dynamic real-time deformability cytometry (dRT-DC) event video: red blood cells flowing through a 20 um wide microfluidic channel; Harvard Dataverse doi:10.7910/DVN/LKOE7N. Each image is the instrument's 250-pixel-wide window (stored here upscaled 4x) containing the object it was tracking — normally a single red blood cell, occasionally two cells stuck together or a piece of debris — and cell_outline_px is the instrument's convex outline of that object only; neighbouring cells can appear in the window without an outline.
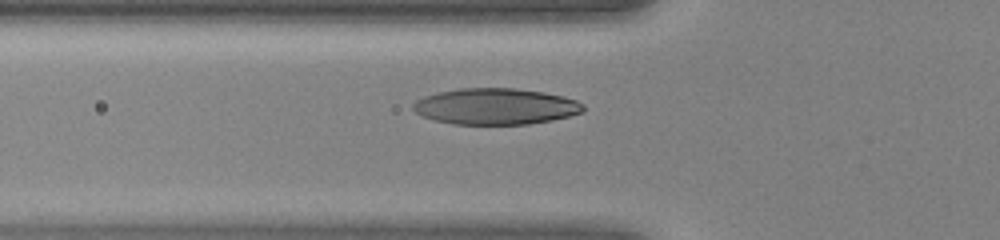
{"species": "human", "species_latin": "Homo sapiens", "temperature_condition": "warm", "stored_images_in_passage": 33, "camera_frame_rate_fps": 3000, "um_per_image_px": 0.085, "donor": {"sex": "female"}, "frame": {"image": 1, "passage_image": 8, "time_ms": 2.333, "image_size_px": [1000, 240], "cell_outline_px": [[584, 112], [552, 120], [528, 124], [452, 124], [436, 120], [424, 116], [416, 112], [412, 108], [412, 104], [416, 100], [424, 96], [440, 92], [460, 88], [516, 88], [544, 92], [564, 96], [576, 100], [584, 104]], "centroid_in_image_um": [42.15, 9.04], "position_along_channel_um": 83.6, "area_um2": 35.89}}
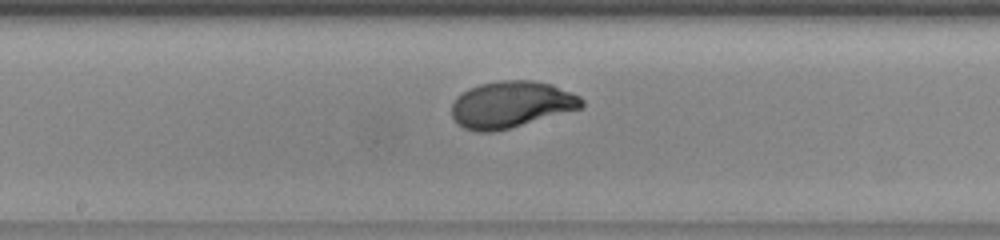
{"frame": {"image": 2, "passage_image": 16, "time_ms": 5.0, "image_size_px": [1000, 240], "cell_outline_px": [[584, 104], [580, 108], [508, 128], [492, 132], [476, 132], [464, 128], [452, 116], [452, 104], [464, 92], [480, 84], [500, 80], [532, 80], [552, 84], [580, 96], [584, 100]], "centroid_in_image_um": [43.46, 8.87], "position_along_channel_um": 204.7, "area_um2": 34.68}}
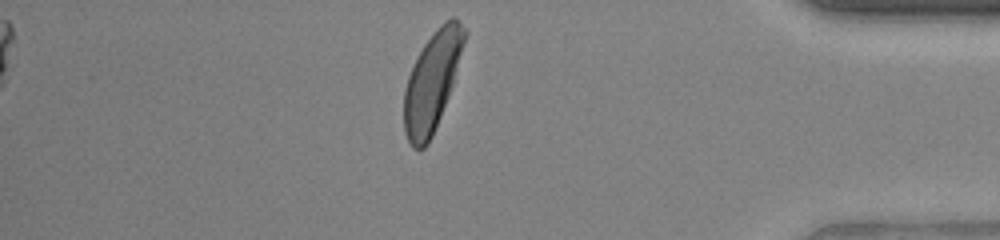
{"frame": {"image": 3, "passage_image": 31, "time_ms": 10.0, "image_size_px": [1000, 240], "cell_outline_px": [[468, 32], [452, 84], [448, 96], [432, 136], [428, 144], [424, 148], [412, 148], [404, 132], [404, 92], [408, 76], [424, 44], [436, 28], [444, 20], [452, 16], [456, 16]], "centroid_in_image_um": [36.74, 6.88], "position_along_channel_um": 398.5, "area_um2": 34.45}}